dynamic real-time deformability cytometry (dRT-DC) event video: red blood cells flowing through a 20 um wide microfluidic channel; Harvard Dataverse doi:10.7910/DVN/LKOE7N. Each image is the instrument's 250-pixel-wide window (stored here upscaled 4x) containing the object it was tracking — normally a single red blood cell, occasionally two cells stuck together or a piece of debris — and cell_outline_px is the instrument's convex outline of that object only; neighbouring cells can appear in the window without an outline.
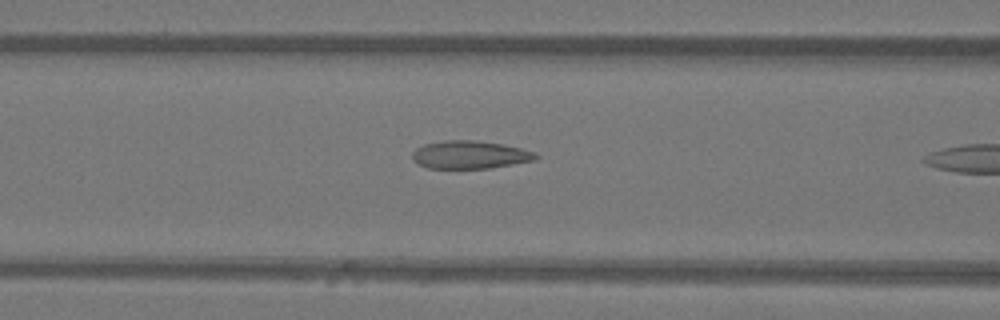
{"species": "Egyptian fruit bat (a non-hibernating species)", "species_latin": "Rousettus aegyptiacus", "temperature_condition": "warm", "stored_images_in_passage": 8, "camera_frame_rate_fps": 3000, "um_per_image_px": 0.085, "animal": {"sex": "female"}, "frame": {"image": 1, "passage_image": 7, "time_ms": 2.0, "image_size_px": [1000, 320], "cell_outline_px": [[540, 156], [536, 160], [488, 168], [428, 168], [416, 164], [412, 160], [412, 152], [416, 148], [424, 144], [444, 140], [472, 140], [500, 144], [520, 148], [536, 152]], "centroid_in_image_um": [39.91, 13.15], "position_along_channel_um": 126.7, "area_um2": 20.11}}